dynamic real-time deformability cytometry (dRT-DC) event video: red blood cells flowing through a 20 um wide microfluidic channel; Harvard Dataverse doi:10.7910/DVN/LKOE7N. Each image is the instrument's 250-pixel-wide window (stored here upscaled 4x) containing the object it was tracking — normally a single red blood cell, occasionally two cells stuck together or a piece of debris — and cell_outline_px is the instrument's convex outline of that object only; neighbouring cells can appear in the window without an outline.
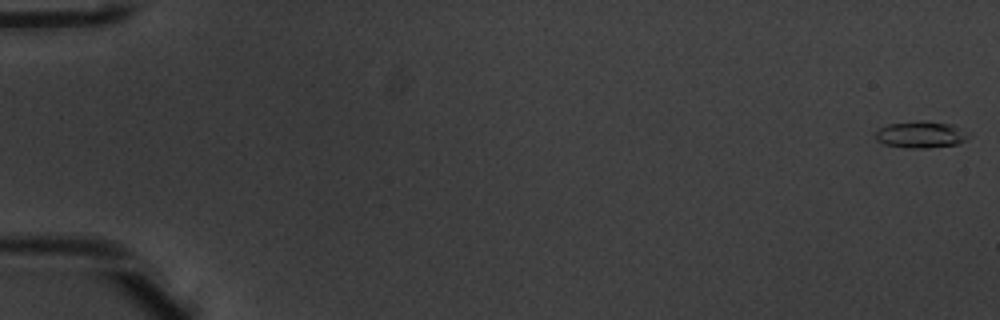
{"species": "common noctule bat (a hibernating species)", "species_latin": "Nyctalus noctula", "temperature_condition": "warm", "stored_images_in_passage": 53, "camera_frame_rate_fps": 3000, "um_per_image_px": 0.085, "animal": {"sex": "male", "body_mass_g": 20.1, "forearm_length_mm": 53.5}, "frame": {"image": 1, "passage_image": 1, "time_ms": 0.0, "image_size_px": [1000, 320], "cell_outline_px": [[968, 136], [964, 140], [956, 144], [928, 148], [908, 148], [884, 144], [876, 140], [876, 132], [880, 128], [888, 124], [916, 120], [924, 120], [952, 124]], "centroid_in_image_um": [78.2, 11.43], "position_along_channel_um": 6.8, "area_um2": 14.28}}
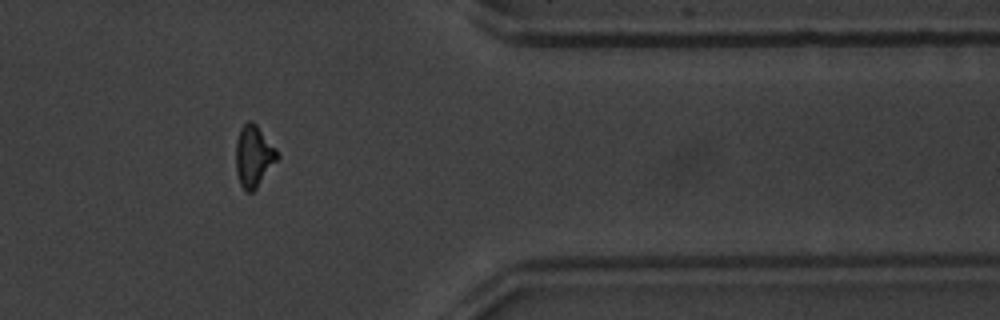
{"frame": {"image": 2, "passage_image": 44, "time_ms": 14.333, "image_size_px": [1000, 320], "cell_outline_px": [[280, 156], [256, 188], [252, 192], [244, 192], [240, 184], [236, 172], [236, 140], [240, 128], [248, 120], [252, 120], [256, 124], [276, 148]], "centroid_in_image_um": [21.55, 13.26], "position_along_channel_um": 389.8, "area_um2": 14.91}}
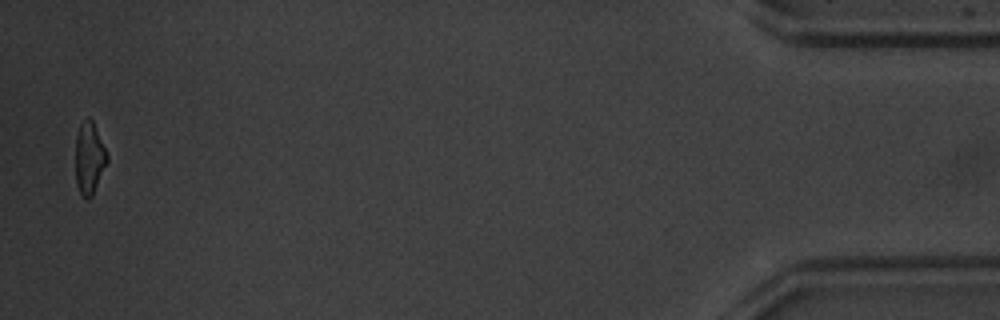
{"frame": {"image": 3, "passage_image": 52, "time_ms": 17.0, "image_size_px": [1000, 320], "cell_outline_px": [[108, 160], [92, 196], [88, 200], [80, 192], [76, 184], [76, 136], [80, 124], [88, 116], [92, 120], [108, 156]], "centroid_in_image_um": [7.58, 13.44], "position_along_channel_um": 427.6, "area_um2": 13.01}, "authors_computed_cell_mechanics": {"area_um2": 14.1032, "velocity_mm_per_s": 3.9626, "shape_relaxation_time_tau1_ms": 2.6398, "shape_relaxation_time_tau2_ms": 4.5214, "deformation_change_tau1": 0.1538, "deformation_change_tau2": 0.1367}}